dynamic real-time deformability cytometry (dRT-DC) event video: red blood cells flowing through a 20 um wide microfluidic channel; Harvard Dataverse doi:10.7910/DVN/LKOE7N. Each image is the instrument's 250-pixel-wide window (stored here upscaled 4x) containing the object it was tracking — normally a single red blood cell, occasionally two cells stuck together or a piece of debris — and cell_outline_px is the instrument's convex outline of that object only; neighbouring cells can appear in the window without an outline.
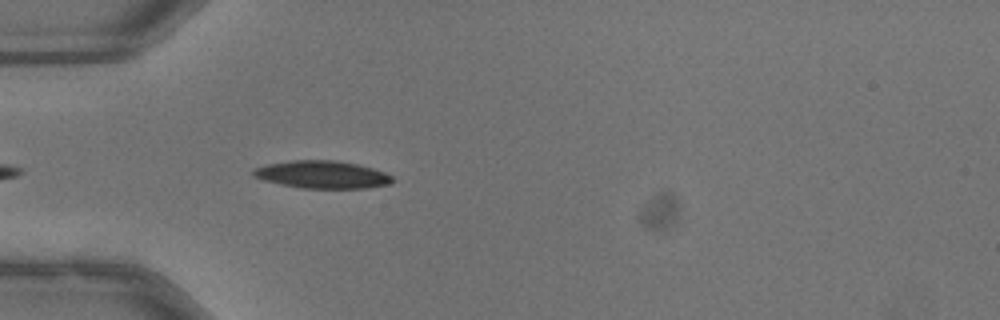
{"species": "common noctule bat (a hibernating species)", "species_latin": "Nyctalus noctula", "temperature_condition": "warm", "stored_images_in_passage": 23, "camera_frame_rate_fps": 3000, "um_per_image_px": 0.085, "animal": {"sex": "male", "body_mass_g": 13.3}, "frame": {"image": 1, "passage_image": 4, "time_ms": 1.0, "image_size_px": [1000, 320], "cell_outline_px": [[392, 180], [388, 184], [368, 188], [300, 188], [280, 184], [264, 180], [256, 176], [252, 172], [256, 168], [268, 164], [292, 160], [336, 160], [356, 164], [372, 168], [384, 172], [392, 176]], "centroid_in_image_um": [27.4, 14.84], "position_along_channel_um": 57.6, "area_um2": 22.08}}
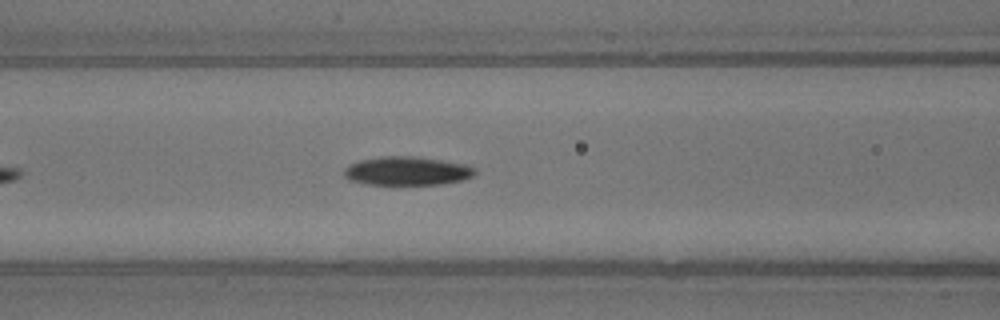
{"frame": {"image": 2, "passage_image": 10, "time_ms": 3.0, "image_size_px": [1000, 320], "cell_outline_px": [[476, 172], [472, 176], [460, 180], [440, 184], [364, 184], [352, 180], [344, 176], [344, 168], [348, 164], [360, 160], [380, 156], [416, 156], [468, 164], [476, 168]], "centroid_in_image_um": [34.59, 14.51], "position_along_channel_um": 132.0, "area_um2": 21.91}}
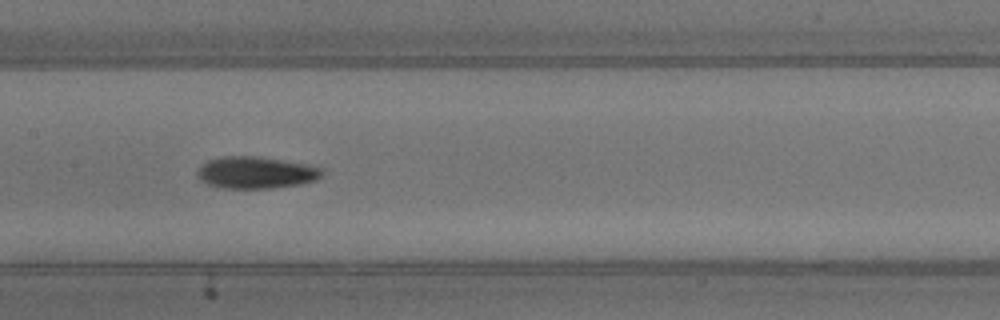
{"frame": {"image": 3, "passage_image": 14, "time_ms": 4.333, "image_size_px": [1000, 320], "cell_outline_px": [[324, 172], [316, 180], [300, 184], [272, 188], [220, 188], [208, 184], [200, 180], [196, 172], [208, 160], [220, 156], [260, 156], [304, 164], [320, 168]], "centroid_in_image_um": [21.72, 14.67], "position_along_channel_um": 185.7, "area_um2": 23.06}}